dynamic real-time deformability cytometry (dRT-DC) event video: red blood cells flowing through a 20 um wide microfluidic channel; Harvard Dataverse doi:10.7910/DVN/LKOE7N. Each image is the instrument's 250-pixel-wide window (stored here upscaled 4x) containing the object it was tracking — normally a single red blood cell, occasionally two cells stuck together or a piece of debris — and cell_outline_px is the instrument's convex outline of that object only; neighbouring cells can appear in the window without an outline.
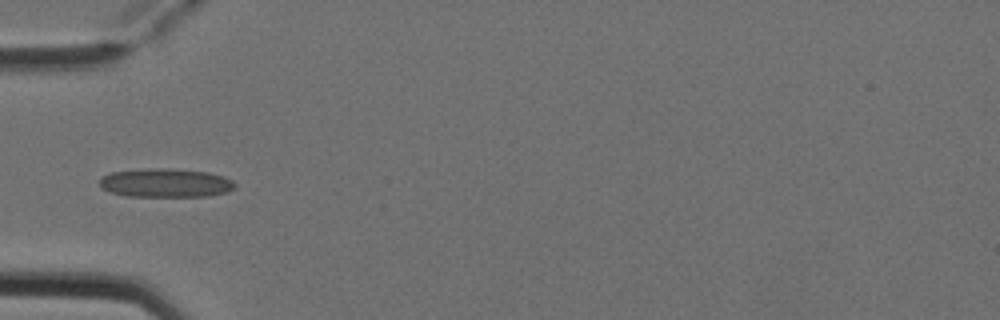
{"species": "Egyptian fruit bat (a non-hibernating species)", "species_latin": "Rousettus aegyptiacus", "temperature_condition": "cold", "stored_images_in_passage": 5, "camera_frame_rate_fps": 3000, "um_per_image_px": 0.085, "animal": {"sex": "female"}, "frame": {"image": 1, "passage_image": 4, "time_ms": 1.0, "image_size_px": [1000, 320], "cell_outline_px": [[236, 188], [228, 192], [208, 196], [128, 196], [108, 192], [100, 188], [100, 180], [104, 176], [112, 172], [148, 168], [168, 168], [208, 172], [224, 176], [232, 180], [236, 184]], "centroid_in_image_um": [14.1, 15.55], "position_along_channel_um": 70.9, "area_um2": 22.83}}
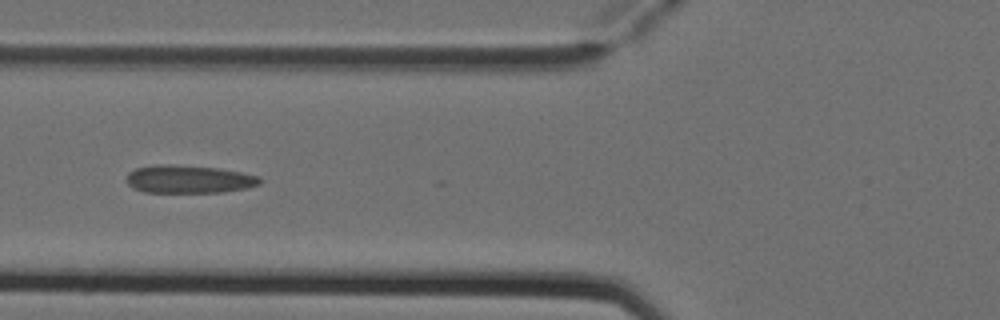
{"frame": {"image": 2, "passage_image": 5, "time_ms": 1.333, "image_size_px": [1000, 320], "cell_outline_px": [[260, 184], [248, 188], [220, 192], [144, 192], [132, 188], [128, 184], [128, 172], [136, 168], [156, 164], [172, 164], [220, 168], [260, 176]], "centroid_in_image_um": [16.05, 15.22], "position_along_channel_um": 109.8, "area_um2": 21.79}}